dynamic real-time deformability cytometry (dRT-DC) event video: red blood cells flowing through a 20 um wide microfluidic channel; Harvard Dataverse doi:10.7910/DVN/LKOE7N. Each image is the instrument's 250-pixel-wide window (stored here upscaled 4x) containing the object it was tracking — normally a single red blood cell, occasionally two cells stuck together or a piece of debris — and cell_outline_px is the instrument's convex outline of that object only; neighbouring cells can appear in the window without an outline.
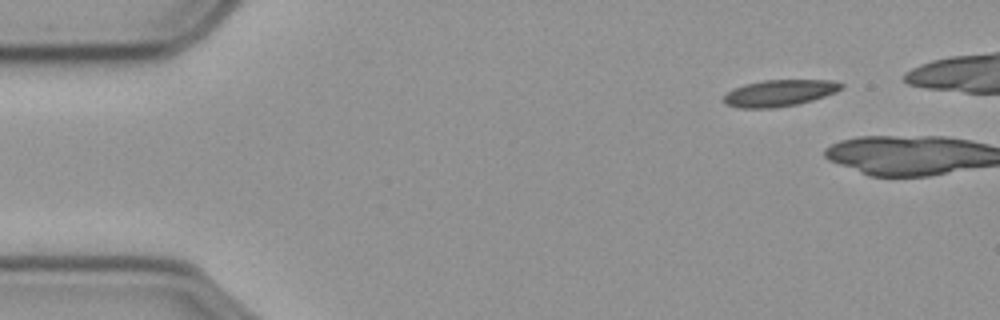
{"species": "common noctule bat (a hibernating species)", "species_latin": "Nyctalus noctula", "temperature_condition": "cold", "stored_images_in_passage": 3, "camera_frame_rate_fps": 3000, "um_per_image_px": 0.085, "animal": {"sex": "male", "body_mass_g": 23.1, "forearm_length_mm": 52.7}, "frame": {"image": 1, "passage_image": 1, "time_ms": 0.0, "image_size_px": [1000, 320], "cell_outline_px": [[844, 88], [836, 92], [812, 100], [796, 104], [772, 108], [740, 108], [724, 104], [720, 100], [732, 88], [744, 84], [764, 80], [832, 80], [844, 84]], "centroid_in_image_um": [66.22, 7.9], "position_along_channel_um": 18.8, "area_um2": 18.32}}